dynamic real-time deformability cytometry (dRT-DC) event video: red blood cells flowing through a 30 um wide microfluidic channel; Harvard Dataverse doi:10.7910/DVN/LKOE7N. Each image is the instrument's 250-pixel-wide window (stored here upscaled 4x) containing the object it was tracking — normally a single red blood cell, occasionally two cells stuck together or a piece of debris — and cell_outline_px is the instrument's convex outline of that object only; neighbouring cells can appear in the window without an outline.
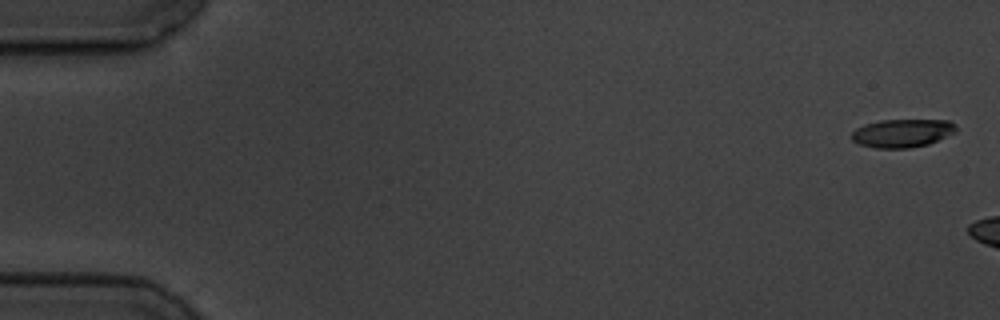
{"species": "common noctule bat (a hibernating species)", "species_latin": "Nyctalus noctula", "temperature_condition": "cold", "stored_images_in_passage": 4, "camera_frame_rate_fps": 3000, "um_per_image_px": 0.085, "animal": {"sex": "male", "body_mass_g": 19.5, "forearm_length_mm": 54.6}, "frame": {"image": 1, "passage_image": 1, "time_ms": 0.0, "image_size_px": [1000, 320], "cell_outline_px": [[956, 132], [928, 144], [908, 148], [876, 148], [860, 144], [852, 140], [852, 132], [856, 128], [864, 124], [880, 120], [948, 120], [956, 124]], "centroid_in_image_um": [76.69, 11.31], "position_along_channel_um": 8.3, "area_um2": 17.17}}